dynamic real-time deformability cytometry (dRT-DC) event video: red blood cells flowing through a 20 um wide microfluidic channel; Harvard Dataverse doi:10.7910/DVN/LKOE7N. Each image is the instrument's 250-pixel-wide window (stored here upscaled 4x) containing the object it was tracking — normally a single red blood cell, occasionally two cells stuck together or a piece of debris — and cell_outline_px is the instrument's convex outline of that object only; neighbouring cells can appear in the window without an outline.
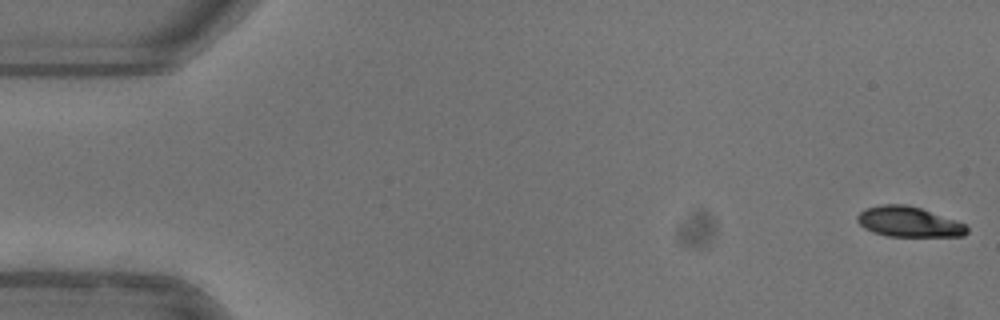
{"species": "common noctule bat (a hibernating species)", "species_latin": "Nyctalus noctula", "temperature_condition": "warm", "stored_images_in_passage": 52, "camera_frame_rate_fps": 3000, "um_per_image_px": 0.085, "animal": {"sex": "female"}, "frame": {"image": 1, "passage_image": 1, "time_ms": 0.0, "image_size_px": [1000, 320], "cell_outline_px": [[968, 232], [964, 236], [888, 236], [872, 232], [864, 228], [856, 220], [856, 216], [864, 208], [884, 204], [904, 204], [920, 208], [964, 224], [968, 228]], "centroid_in_image_um": [77.19, 18.86], "position_along_channel_um": 7.8, "area_um2": 19.13}}
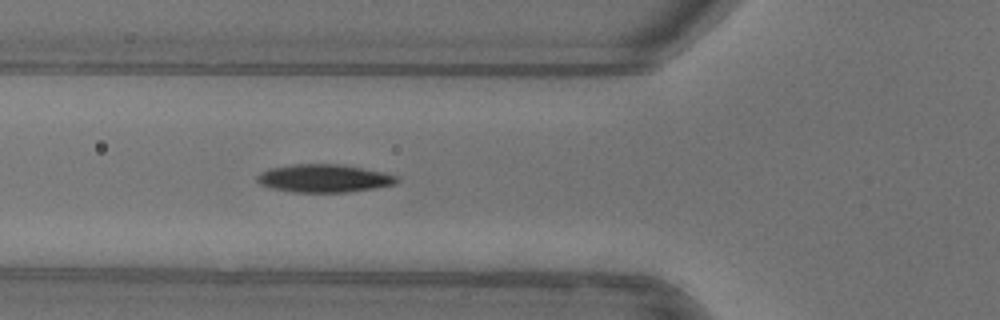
{"frame": {"image": 2, "passage_image": 19, "time_ms": 6.0, "image_size_px": [1000, 320], "cell_outline_px": [[400, 180], [396, 184], [376, 188], [348, 192], [292, 192], [272, 188], [260, 184], [256, 180], [256, 176], [260, 172], [268, 168], [292, 164], [340, 164], [384, 172], [396, 176]], "centroid_in_image_um": [27.53, 15.15], "position_along_channel_um": 98.3, "area_um2": 22.95}}
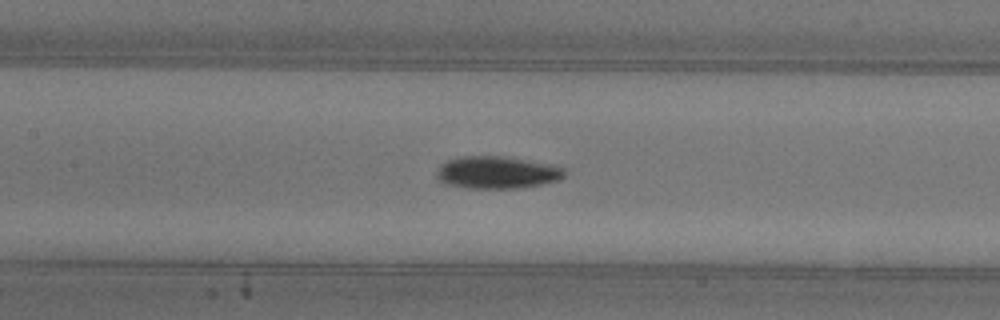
{"frame": {"image": 3, "passage_image": 24, "time_ms": 7.667, "image_size_px": [1000, 320], "cell_outline_px": [[564, 176], [560, 180], [520, 188], [468, 188], [448, 184], [440, 180], [436, 176], [436, 172], [440, 164], [456, 156], [504, 156], [552, 164], [564, 168]], "centroid_in_image_um": [42.24, 14.64], "position_along_channel_um": 165.2, "area_um2": 24.16}, "authors_computed_cell_mechanics": {"area_um2": 21.675, "velocity_mm_per_s": 3.9774, "shape_relaxation_time_tau1_ms": 4.1991, "shape_relaxation_time_tau2_ms": 3.8625, "deformation_change_tau1": 0.1592, "deformation_change_tau2": 0.0653}}